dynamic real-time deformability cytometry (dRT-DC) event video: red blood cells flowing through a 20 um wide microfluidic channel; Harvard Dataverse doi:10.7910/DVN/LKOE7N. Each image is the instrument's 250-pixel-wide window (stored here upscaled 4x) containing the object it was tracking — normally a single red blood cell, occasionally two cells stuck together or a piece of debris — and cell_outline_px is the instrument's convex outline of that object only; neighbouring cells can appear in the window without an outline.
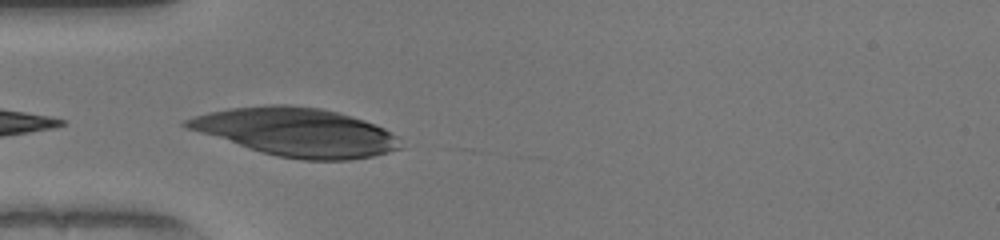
{"species": "human", "species_latin": "Homo sapiens", "temperature_condition": "warm", "stored_images_in_passage": 5, "camera_frame_rate_fps": 3000, "um_per_image_px": 0.085, "donor": {"sex": "female"}, "frame": {"image": 1, "passage_image": 1, "time_ms": 0.0, "image_size_px": [1000, 240], "cell_outline_px": [[404, 148], [372, 156], [352, 160], [304, 160], [276, 156], [248, 148], [188, 128], [180, 124], [184, 120], [208, 112], [228, 108], [264, 104], [288, 104], [320, 108], [336, 112], [364, 120], [384, 128], [396, 136]], "centroid_in_image_um": [25.21, 11.22], "position_along_channel_um": 59.8, "area_um2": 59.88}}
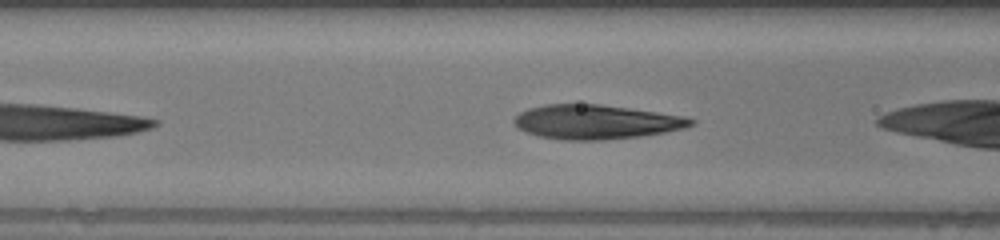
{"frame": {"image": 2, "passage_image": 3, "time_ms": 0.667, "image_size_px": [1000, 240], "cell_outline_px": [[696, 120], [692, 124], [684, 128], [664, 132], [640, 136], [604, 140], [564, 140], [540, 136], [524, 132], [516, 128], [512, 120], [520, 112], [528, 108], [544, 104], [600, 104], [684, 116]], "centroid_in_image_um": [50.6, 10.36], "position_along_channel_um": 116.0, "area_um2": 35.32}}